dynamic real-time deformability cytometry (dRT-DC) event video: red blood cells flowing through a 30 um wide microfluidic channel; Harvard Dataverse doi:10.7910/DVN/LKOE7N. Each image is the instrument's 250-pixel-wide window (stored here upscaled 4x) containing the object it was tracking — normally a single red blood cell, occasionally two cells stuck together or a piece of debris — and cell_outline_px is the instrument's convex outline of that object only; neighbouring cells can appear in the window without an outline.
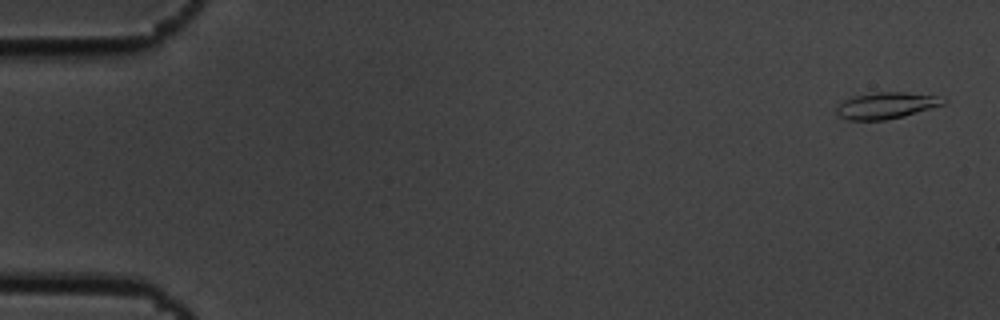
{"species": "common noctule bat (a hibernating species)", "species_latin": "Nyctalus noctula", "temperature_condition": "cold", "stored_images_in_passage": 55, "camera_frame_rate_fps": 3000, "um_per_image_px": 0.085, "animal": {"sex": "male", "body_mass_g": 19.5, "forearm_length_mm": 54.6}, "frame": {"image": 1, "passage_image": 2, "time_ms": 0.333, "image_size_px": [1000, 320], "cell_outline_px": [[948, 100], [944, 104], [904, 116], [884, 120], [848, 120], [840, 116], [836, 112], [836, 108], [844, 100], [856, 96], [876, 92], [904, 92], [936, 96]], "centroid_in_image_um": [75.33, 8.97], "position_along_channel_um": 9.7, "area_um2": 16.18}}
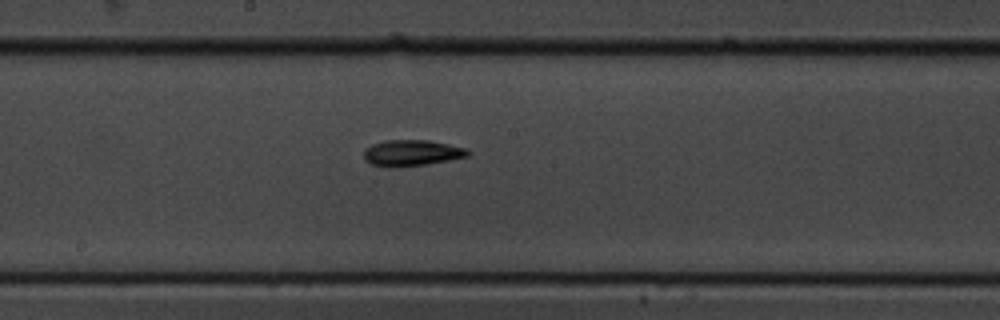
{"frame": {"image": 2, "passage_image": 30, "time_ms": 9.667, "image_size_px": [1000, 320], "cell_outline_px": [[472, 152], [468, 156], [448, 160], [424, 164], [392, 168], [372, 164], [364, 160], [364, 152], [372, 144], [384, 140], [428, 140], [448, 144], [464, 148]], "centroid_in_image_um": [34.98, 13.0], "position_along_channel_um": 213.2, "area_um2": 15.66}}
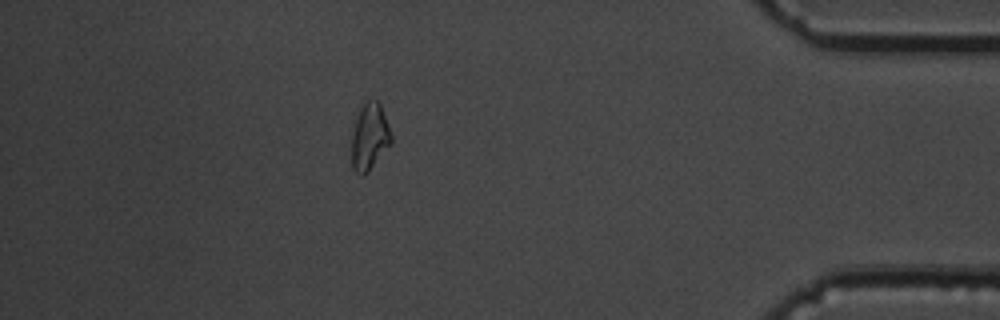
{"frame": {"image": 3, "passage_image": 49, "time_ms": 16.0, "image_size_px": [1000, 320], "cell_outline_px": [[392, 144], [368, 172], [364, 176], [360, 176], [352, 168], [352, 132], [360, 108], [368, 100], [376, 100], [380, 104], [388, 124], [392, 136]], "centroid_in_image_um": [31.43, 11.68], "position_along_channel_um": 403.8, "area_um2": 15.43}, "authors_computed_cell_mechanics": {"area_um2": 15.317, "velocity_mm_per_s": 3.6515, "shape_relaxation_time_tau1_ms": 3.9449, "shape_relaxation_time_tau2_ms": 6.03, "deformation_change_tau1": 0.1356, "deformation_change_tau2": 0.1202}}